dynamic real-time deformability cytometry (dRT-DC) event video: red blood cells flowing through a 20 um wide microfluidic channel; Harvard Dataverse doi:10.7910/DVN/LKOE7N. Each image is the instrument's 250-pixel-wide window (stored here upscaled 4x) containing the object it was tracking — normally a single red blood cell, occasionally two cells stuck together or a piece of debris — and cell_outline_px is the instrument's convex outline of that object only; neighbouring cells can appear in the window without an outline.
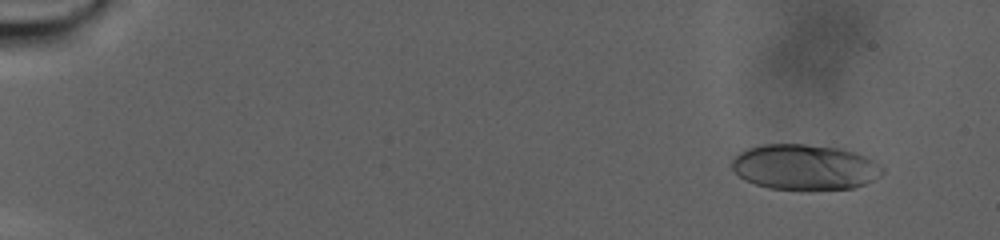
{"species": "human", "species_latin": "Homo sapiens", "temperature_condition": "warm", "stored_images_in_passage": 107, "camera_frame_rate_fps": 3000, "um_per_image_px": 0.085, "donor": {"sex": "male"}, "frame": {"image": 1, "passage_image": 10, "time_ms": 3.0, "image_size_px": [1000, 240], "cell_outline_px": [[884, 172], [880, 176], [864, 184], [852, 188], [768, 188], [744, 180], [732, 168], [732, 160], [740, 152], [748, 148], [760, 144], [804, 144], [836, 148], [856, 152], [880, 164], [884, 168]], "centroid_in_image_um": [68.4, 14.18], "position_along_channel_um": 16.6, "area_um2": 39.3}}
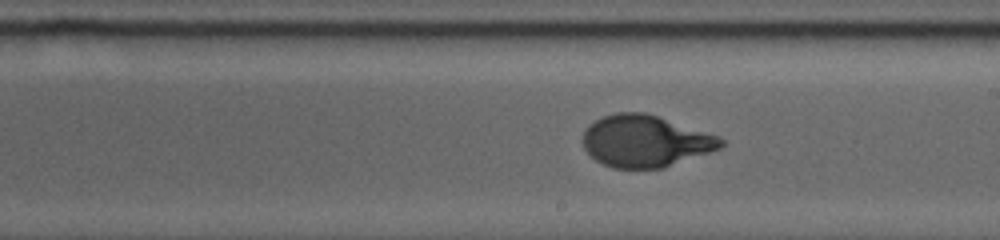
{"frame": {"image": 2, "passage_image": 66, "time_ms": 21.667, "image_size_px": [1000, 240], "cell_outline_px": [[724, 144], [720, 148], [660, 168], [612, 168], [596, 160], [584, 148], [584, 132], [588, 124], [604, 116], [616, 112], [644, 112], [720, 136], [724, 140]], "centroid_in_image_um": [54.84, 11.98], "position_along_channel_um": 234.2, "area_um2": 41.1}}
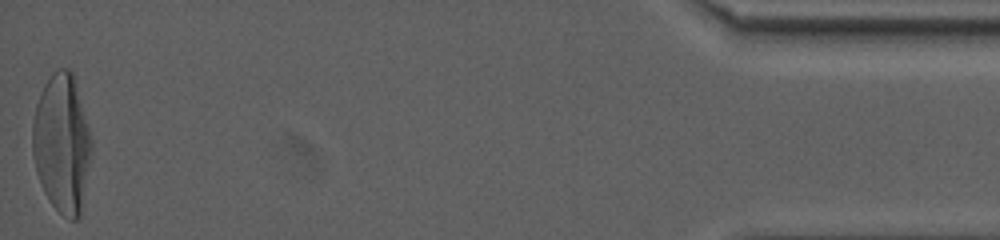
{"frame": {"image": 3, "passage_image": 107, "time_ms": 35.333, "image_size_px": [1000, 240], "cell_outline_px": [[92, 152], [80, 216], [76, 220], [68, 220], [52, 204], [44, 192], [36, 172], [32, 152], [32, 124], [36, 104], [44, 84], [52, 72], [56, 68], [68, 68], [72, 72], [92, 140]], "centroid_in_image_um": [5.25, 12.2], "position_along_channel_um": 429.9, "area_um2": 47.63}, "authors_computed_cell_mechanics": {"area_um2": 41.4426, "velocity_mm_per_s": 2.0192, "shape_relaxation_time_tau1_ms": 7.313, "shape_relaxation_time_tau2_ms": null, "deformation_change_tau1": 0.2671, "deformation_change_tau2": null}}